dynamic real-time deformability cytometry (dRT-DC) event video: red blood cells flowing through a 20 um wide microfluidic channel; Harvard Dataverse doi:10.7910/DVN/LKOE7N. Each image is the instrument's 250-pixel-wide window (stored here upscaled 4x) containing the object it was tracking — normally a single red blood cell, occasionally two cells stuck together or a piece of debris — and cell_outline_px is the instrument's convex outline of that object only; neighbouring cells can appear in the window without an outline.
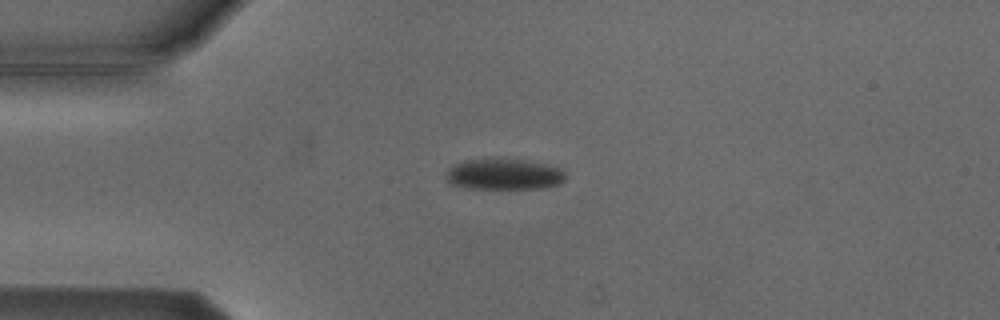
{"species": "Egyptian fruit bat (a non-hibernating species)", "species_latin": "Rousettus aegyptiacus", "temperature_condition": "cold", "stored_images_in_passage": 10, "camera_frame_rate_fps": 3000, "um_per_image_px": 0.085, "animal": {"sex": "male"}, "frame": {"image": 1, "passage_image": 4, "time_ms": 3.333, "image_size_px": [1000, 320], "cell_outline_px": [[564, 180], [560, 184], [540, 188], [468, 188], [452, 184], [444, 176], [444, 172], [448, 168], [464, 160], [520, 160], [544, 164], [560, 168], [564, 172]], "centroid_in_image_um": [42.8, 14.83], "position_along_channel_um": 42.2, "area_um2": 21.04}}
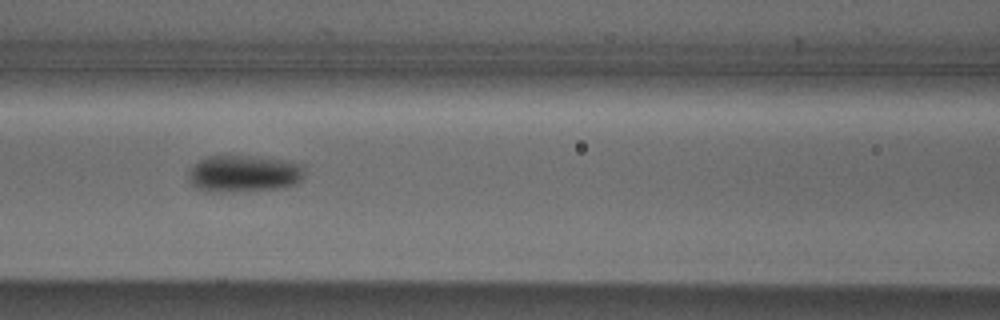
{"frame": {"image": 2, "passage_image": 7, "time_ms": 6.667, "image_size_px": [1000, 320], "cell_outline_px": [[304, 176], [296, 184], [284, 188], [232, 192], [204, 192], [196, 188], [188, 180], [188, 172], [200, 160], [208, 156], [248, 156], [284, 160], [304, 164]], "centroid_in_image_um": [20.74, 14.78], "position_along_channel_um": 145.9, "area_um2": 25.26}}
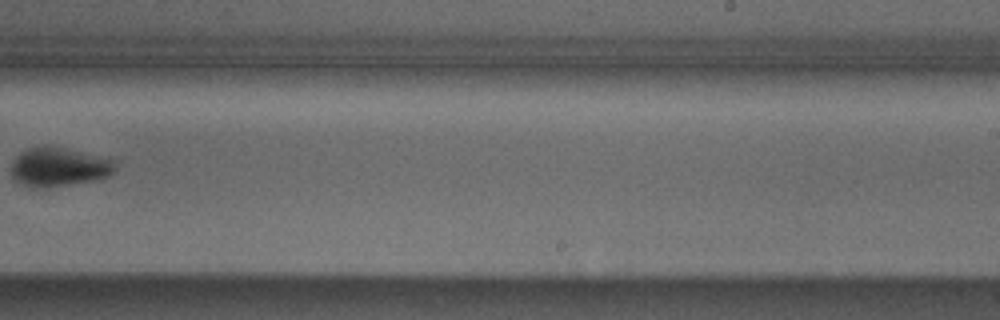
{"frame": {"image": 3, "passage_image": 10, "time_ms": 10.333, "image_size_px": [1000, 320], "cell_outline_px": [[116, 172], [100, 180], [40, 188], [24, 184], [16, 180], [12, 176], [12, 160], [20, 152], [28, 148], [44, 144], [48, 144], [116, 160]], "centroid_in_image_um": [5.04, 14.17], "position_along_channel_um": 284.0, "area_um2": 23.87}}